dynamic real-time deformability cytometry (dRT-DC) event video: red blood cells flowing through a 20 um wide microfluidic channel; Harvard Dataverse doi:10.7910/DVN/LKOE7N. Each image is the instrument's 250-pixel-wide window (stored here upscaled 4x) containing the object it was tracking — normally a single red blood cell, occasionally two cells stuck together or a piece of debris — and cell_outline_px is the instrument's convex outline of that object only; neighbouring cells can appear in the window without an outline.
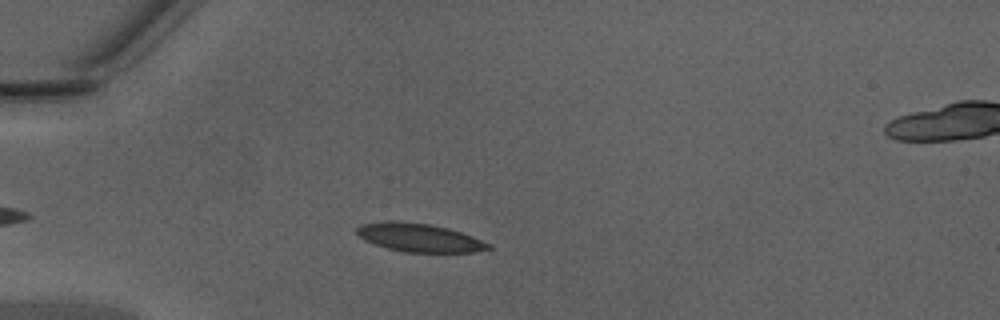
{"species": "Egyptian fruit bat (a non-hibernating species)", "species_latin": "Rousettus aegyptiacus", "temperature_condition": "warm", "stored_images_in_passage": 42, "camera_frame_rate_fps": 3000, "um_per_image_px": 0.085, "animal": {"sex": "male"}, "frame": {"image": 1, "passage_image": 8, "time_ms": 2.333, "image_size_px": [1000, 320], "cell_outline_px": [[492, 248], [472, 252], [404, 252], [388, 248], [364, 240], [356, 232], [356, 228], [360, 224], [388, 220], [396, 220], [428, 224], [448, 228], [472, 236], [492, 244]], "centroid_in_image_um": [35.63, 20.19], "position_along_channel_um": 49.4, "area_um2": 21.73}}
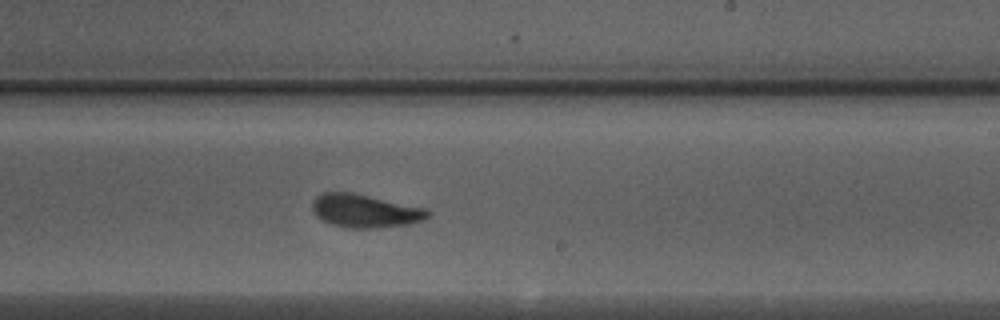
{"frame": {"image": 2, "passage_image": 24, "time_ms": 7.667, "image_size_px": [1000, 320], "cell_outline_px": [[432, 212], [424, 220], [408, 224], [376, 228], [348, 228], [332, 224], [324, 220], [312, 208], [312, 204], [316, 196], [324, 192], [352, 192], [424, 208]], "centroid_in_image_um": [31.05, 17.92], "position_along_channel_um": 257.9, "area_um2": 22.02}}
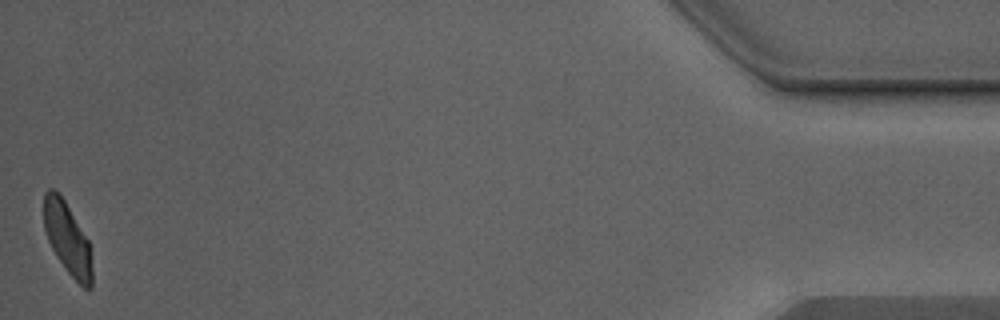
{"frame": {"image": 3, "passage_image": 42, "time_ms": 13.667, "image_size_px": [1000, 320], "cell_outline_px": [[92, 288], [84, 288], [68, 272], [56, 256], [48, 240], [44, 228], [44, 192], [48, 188], [52, 188], [64, 200], [88, 240], [92, 268]], "centroid_in_image_um": [5.72, 20.28], "position_along_channel_um": 429.5, "area_um2": 19.77}, "authors_computed_cell_mechanics": {"area_um2": 21.7328, "velocity_mm_per_s": 4.3282, "shape_relaxation_time_tau1_ms": 2.2876, "shape_relaxation_time_tau2_ms": 0.9884, "deformation_change_tau1": 0.1456, "deformation_change_tau2": 0.0827}}